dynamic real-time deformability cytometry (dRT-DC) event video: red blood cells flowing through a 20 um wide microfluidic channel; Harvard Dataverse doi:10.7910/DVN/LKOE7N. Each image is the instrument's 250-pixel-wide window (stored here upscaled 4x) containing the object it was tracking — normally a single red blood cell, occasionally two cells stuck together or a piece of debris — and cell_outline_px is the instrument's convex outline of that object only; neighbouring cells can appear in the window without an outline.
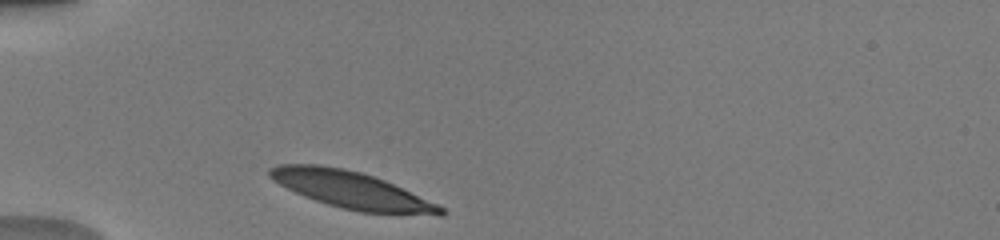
{"species": "human", "species_latin": "Homo sapiens", "temperature_condition": "warm", "stored_images_in_passage": 30, "camera_frame_rate_fps": 3000, "um_per_image_px": 0.085, "donor": {"sex": "male"}, "frame": {"image": 1, "passage_image": 1, "time_ms": 0.0, "image_size_px": [1000, 240], "cell_outline_px": [[448, 212], [444, 216], [440, 216], [360, 212], [328, 204], [304, 196], [280, 184], [268, 176], [268, 168], [280, 164], [320, 164], [344, 168], [360, 172], [384, 180], [436, 204], [444, 208]], "centroid_in_image_um": [29.89, 16.15], "position_along_channel_um": 55.1, "area_um2": 36.59}}
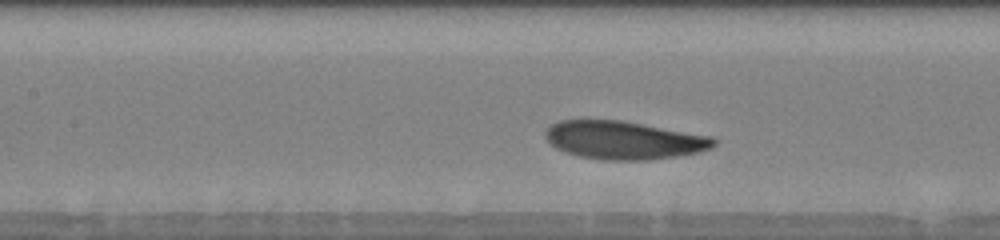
{"frame": {"image": 2, "passage_image": 10, "time_ms": 3.0, "image_size_px": [1000, 240], "cell_outline_px": [[716, 144], [712, 148], [696, 152], [676, 156], [648, 160], [604, 160], [580, 156], [556, 148], [544, 136], [544, 132], [552, 124], [560, 120], [620, 120], [712, 136], [716, 140]], "centroid_in_image_um": [53.04, 11.91], "position_along_channel_um": 154.4, "area_um2": 37.17}}
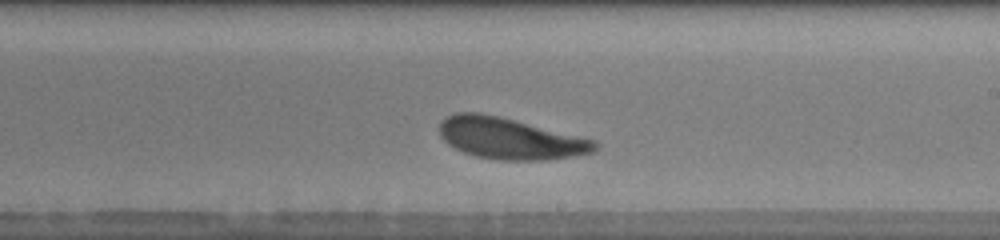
{"frame": {"image": 3, "passage_image": 17, "time_ms": 5.333, "image_size_px": [1000, 240], "cell_outline_px": [[596, 148], [592, 152], [572, 156], [544, 160], [496, 160], [476, 156], [464, 152], [448, 144], [440, 136], [440, 120], [456, 112], [480, 112], [596, 140]], "centroid_in_image_um": [43.3, 11.77], "position_along_channel_um": 245.7, "area_um2": 36.99}, "authors_computed_cell_mechanics": {"area_um2": 37.6567, "velocity_mm_per_s": 3.9186, "shape_relaxation_time_tau1_ms": 1.9084, "shape_relaxation_time_tau2_ms": 6.3868, "deformation_change_tau1": 0.113, "deformation_change_tau2": 0.1528}}